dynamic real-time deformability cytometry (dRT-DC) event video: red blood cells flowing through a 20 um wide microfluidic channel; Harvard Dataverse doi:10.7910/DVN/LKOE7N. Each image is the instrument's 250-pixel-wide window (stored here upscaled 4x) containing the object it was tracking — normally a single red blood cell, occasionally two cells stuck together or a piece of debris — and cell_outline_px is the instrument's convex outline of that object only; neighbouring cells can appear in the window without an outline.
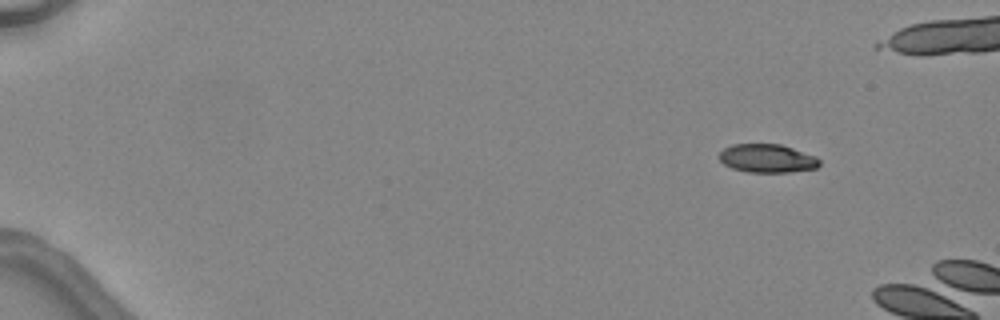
{"species": "common noctule bat (a hibernating species)", "species_latin": "Nyctalus noctula", "temperature_condition": "warm", "stored_images_in_passage": 2, "camera_frame_rate_fps": 3000, "um_per_image_px": 0.085, "animal": {"sex": "female", "body_mass_g": 24.6, "forearm_length_mm": 56.2}, "frame": {"image": 1, "passage_image": 1, "time_ms": 0.0, "image_size_px": [1000, 320], "cell_outline_px": [[820, 164], [816, 168], [788, 172], [748, 172], [732, 168], [724, 164], [720, 160], [720, 152], [724, 148], [732, 144], [780, 144], [816, 156], [820, 160]], "centroid_in_image_um": [65.21, 13.46], "position_along_channel_um": 19.8, "area_um2": 16.53}}